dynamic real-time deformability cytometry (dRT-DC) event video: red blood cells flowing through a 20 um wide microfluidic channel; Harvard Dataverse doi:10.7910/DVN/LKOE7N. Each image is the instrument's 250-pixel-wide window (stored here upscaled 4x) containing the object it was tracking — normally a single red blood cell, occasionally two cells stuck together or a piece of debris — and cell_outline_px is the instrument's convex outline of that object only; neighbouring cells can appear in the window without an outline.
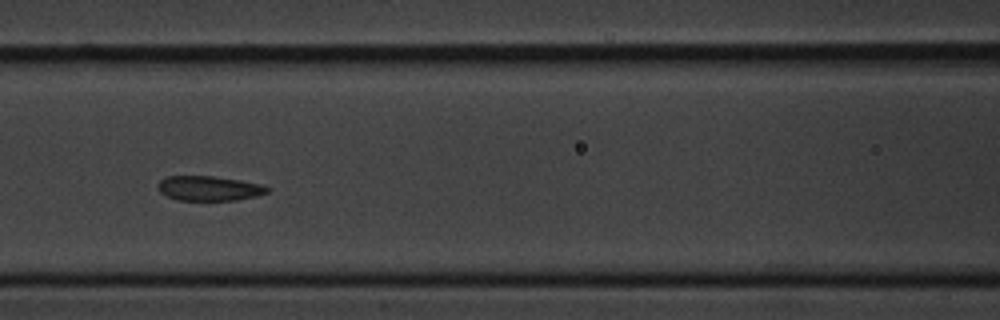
{"species": "common noctule bat (a hibernating species)", "species_latin": "Nyctalus noctula", "temperature_condition": "cold", "stored_images_in_passage": 9, "camera_frame_rate_fps": 3000, "um_per_image_px": 0.085, "animal": {"sex": "male", "body_mass_g": 20.1, "forearm_length_mm": 53.5}, "frame": {"image": 1, "passage_image": 6, "time_ms": 5.667, "image_size_px": [1000, 320], "cell_outline_px": [[272, 188], [268, 192], [256, 196], [236, 200], [176, 200], [160, 192], [160, 180], [164, 176], [212, 176], [240, 180], [260, 184]], "centroid_in_image_um": [17.8, 16.01], "position_along_channel_um": 148.8, "area_um2": 15.66}}
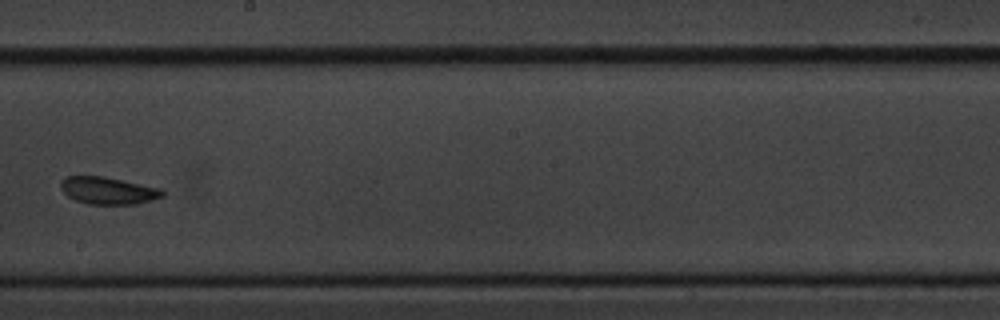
{"frame": {"image": 2, "passage_image": 8, "time_ms": 8.333, "image_size_px": [1000, 320], "cell_outline_px": [[164, 196], [152, 200], [136, 204], [88, 204], [76, 200], [68, 196], [60, 188], [60, 180], [64, 176], [104, 176], [160, 188], [164, 192]], "centroid_in_image_um": [9.16, 16.19], "position_along_channel_um": 239.0, "area_um2": 16.18}}
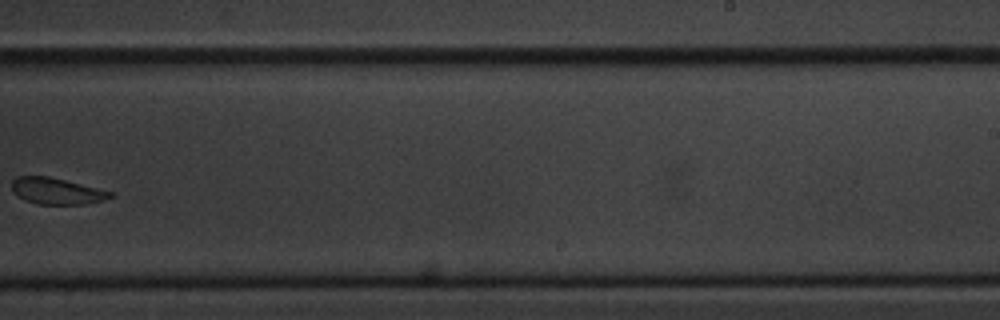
{"frame": {"image": 3, "passage_image": 9, "time_ms": 9.667, "image_size_px": [1000, 320], "cell_outline_px": [[116, 196], [104, 200], [84, 204], [36, 204], [24, 200], [12, 192], [12, 180], [16, 176], [48, 176], [116, 192]], "centroid_in_image_um": [4.85, 16.24], "position_along_channel_um": 284.2, "area_um2": 15.37}}